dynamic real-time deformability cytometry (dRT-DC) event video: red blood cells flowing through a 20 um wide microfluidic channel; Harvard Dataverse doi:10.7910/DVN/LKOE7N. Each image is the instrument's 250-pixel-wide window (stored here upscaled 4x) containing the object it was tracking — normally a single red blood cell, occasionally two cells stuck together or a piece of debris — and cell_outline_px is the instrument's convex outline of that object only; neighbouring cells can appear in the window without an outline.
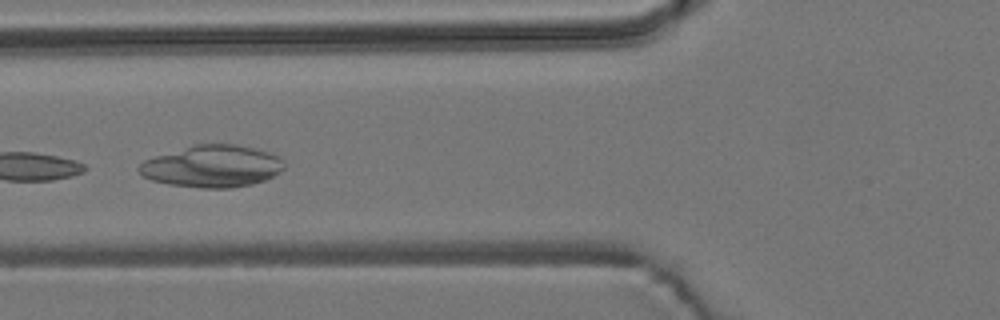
{"species": "common noctule bat (a hibernating species)", "species_latin": "Nyctalus noctula", "temperature_condition": "room temperature", "stored_images_in_passage": 9, "camera_frame_rate_fps": 3000, "um_per_image_px": 0.085, "animal": {"sex": "male", "body_mass_g": 19.2, "forearm_length_mm": 51.8}, "frame": {"image": 1, "passage_image": 4, "time_ms": 1.0, "image_size_px": [1000, 320], "cell_outline_px": [[284, 168], [280, 172], [264, 180], [252, 184], [232, 188], [200, 188], [168, 184], [152, 180], [144, 176], [136, 168], [144, 160], [156, 156], [196, 144], [232, 144], [252, 148], [268, 152], [284, 160]], "centroid_in_image_um": [18.04, 14.14], "position_along_channel_um": 107.8, "area_um2": 35.2}}
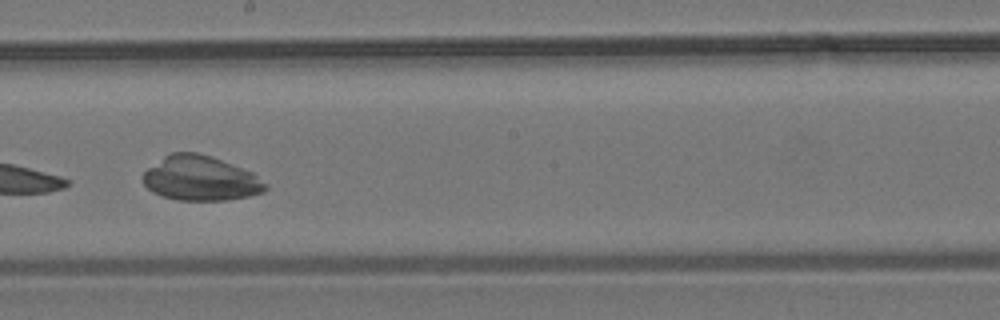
{"frame": {"image": 2, "passage_image": 7, "time_ms": 2.0, "image_size_px": [1000, 320], "cell_outline_px": [[268, 188], [264, 192], [248, 196], [224, 200], [176, 200], [160, 196], [152, 192], [144, 184], [140, 176], [148, 168], [164, 156], [172, 152], [196, 152], [212, 156], [252, 172], [268, 184]], "centroid_in_image_um": [17.03, 15.16], "position_along_channel_um": 231.2, "area_um2": 32.08}}
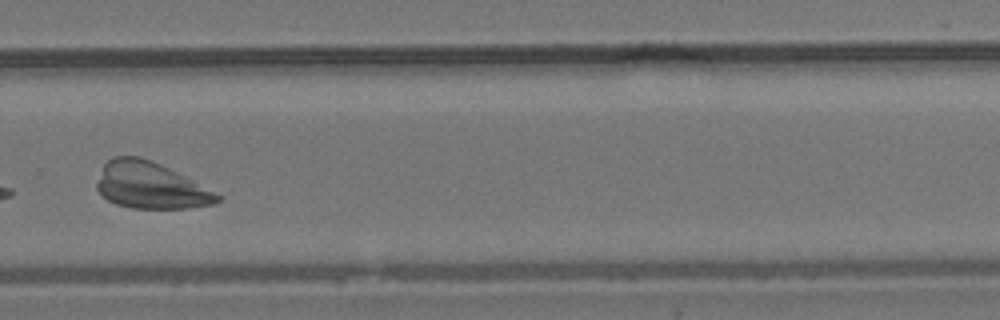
{"frame": {"image": 3, "passage_image": 9, "time_ms": 2.667, "image_size_px": [1000, 320], "cell_outline_px": [[224, 200], [212, 204], [188, 208], [132, 208], [116, 204], [108, 200], [96, 188], [96, 184], [104, 164], [112, 156], [140, 156], [160, 164], [224, 196]], "centroid_in_image_um": [12.81, 15.77], "position_along_channel_um": 317.0, "area_um2": 32.48}}